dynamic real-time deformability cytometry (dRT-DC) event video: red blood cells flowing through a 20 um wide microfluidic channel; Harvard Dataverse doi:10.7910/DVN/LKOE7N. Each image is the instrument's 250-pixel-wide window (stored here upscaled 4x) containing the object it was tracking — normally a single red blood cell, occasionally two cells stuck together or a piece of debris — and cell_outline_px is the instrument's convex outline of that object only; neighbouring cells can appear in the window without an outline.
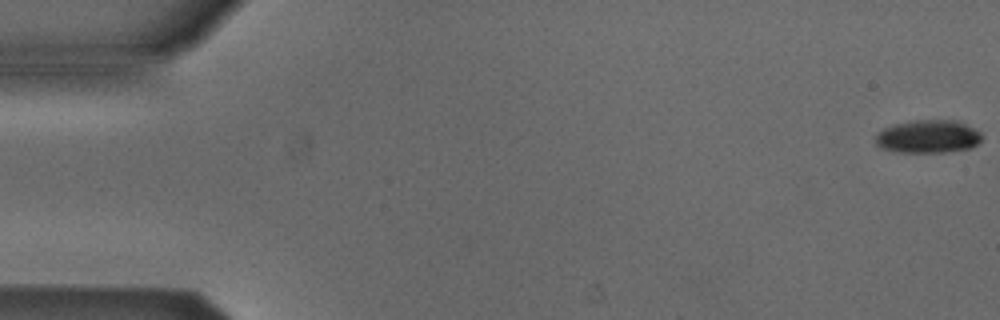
{"species": "Egyptian fruit bat (a non-hibernating species)", "species_latin": "Rousettus aegyptiacus", "temperature_condition": "cold", "stored_images_in_passage": 5, "camera_frame_rate_fps": 3000, "um_per_image_px": 0.085, "animal": {"sex": "male"}, "frame": {"image": 1, "passage_image": 1, "time_ms": 0.0, "image_size_px": [1000, 320], "cell_outline_px": [[984, 136], [972, 148], [948, 152], [896, 152], [880, 148], [876, 144], [876, 132], [892, 124], [916, 120], [960, 120], [976, 128]], "centroid_in_image_um": [78.91, 11.6], "position_along_channel_um": 6.1, "area_um2": 20.92}}
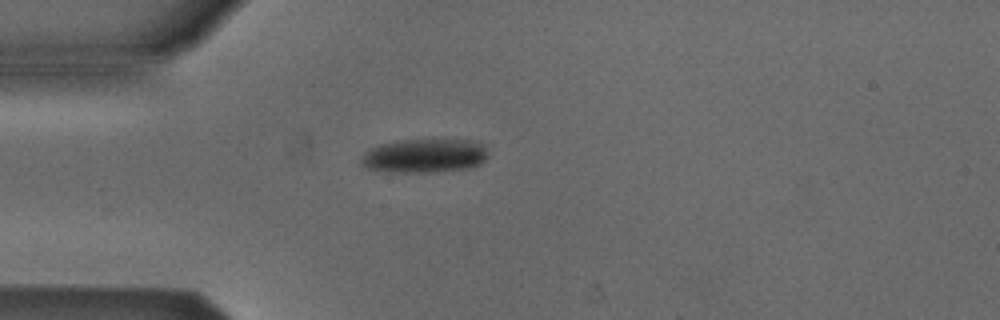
{"frame": {"image": 2, "passage_image": 4, "time_ms": 1.0, "image_size_px": [1000, 320], "cell_outline_px": [[488, 156], [480, 164], [472, 168], [436, 172], [396, 172], [368, 168], [360, 160], [364, 152], [380, 144], [396, 140], [468, 140], [484, 144], [488, 152]], "centroid_in_image_um": [36.14, 13.24], "position_along_channel_um": 48.9, "area_um2": 25.09}}